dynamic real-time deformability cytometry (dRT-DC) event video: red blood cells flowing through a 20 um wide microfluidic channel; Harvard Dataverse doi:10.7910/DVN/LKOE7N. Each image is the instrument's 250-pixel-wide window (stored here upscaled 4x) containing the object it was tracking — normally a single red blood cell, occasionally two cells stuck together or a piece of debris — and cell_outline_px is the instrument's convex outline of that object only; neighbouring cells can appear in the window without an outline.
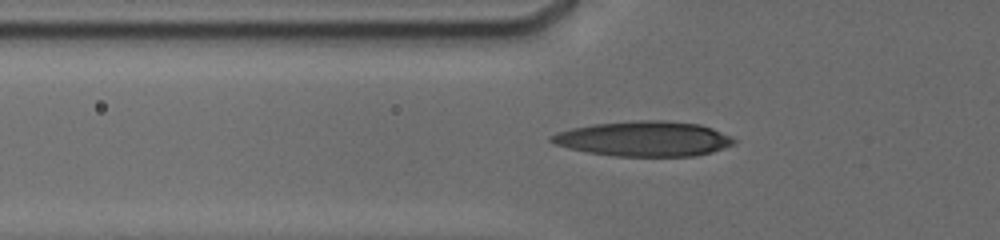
{"species": "human", "species_latin": "Homo sapiens", "temperature_condition": "cold", "stored_images_in_passage": 71, "camera_frame_rate_fps": 3000, "um_per_image_px": 0.085, "donor": {"sex": "male"}, "frame": {"image": 1, "passage_image": 61, "time_ms": 7.0, "image_size_px": [1000, 240], "cell_outline_px": [[736, 140], [732, 144], [724, 148], [712, 152], [696, 156], [616, 156], [588, 152], [556, 144], [548, 140], [548, 136], [572, 128], [592, 124], [640, 120], [664, 120], [700, 124], [712, 128], [732, 136]], "centroid_in_image_um": [54.77, 11.79], "position_along_channel_um": 71.0, "area_um2": 37.17}}
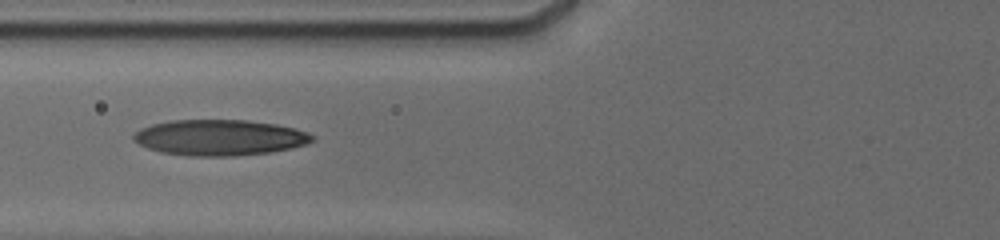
{"frame": {"image": 2, "passage_image": 70, "time_ms": 8.0, "image_size_px": [1000, 240], "cell_outline_px": [[312, 140], [308, 144], [292, 148], [272, 152], [236, 156], [188, 156], [160, 152], [148, 148], [132, 140], [132, 136], [140, 128], [152, 124], [172, 120], [248, 120], [276, 124], [308, 132], [312, 136]], "centroid_in_image_um": [18.65, 11.7], "position_along_channel_um": 107.2, "area_um2": 37.4}}